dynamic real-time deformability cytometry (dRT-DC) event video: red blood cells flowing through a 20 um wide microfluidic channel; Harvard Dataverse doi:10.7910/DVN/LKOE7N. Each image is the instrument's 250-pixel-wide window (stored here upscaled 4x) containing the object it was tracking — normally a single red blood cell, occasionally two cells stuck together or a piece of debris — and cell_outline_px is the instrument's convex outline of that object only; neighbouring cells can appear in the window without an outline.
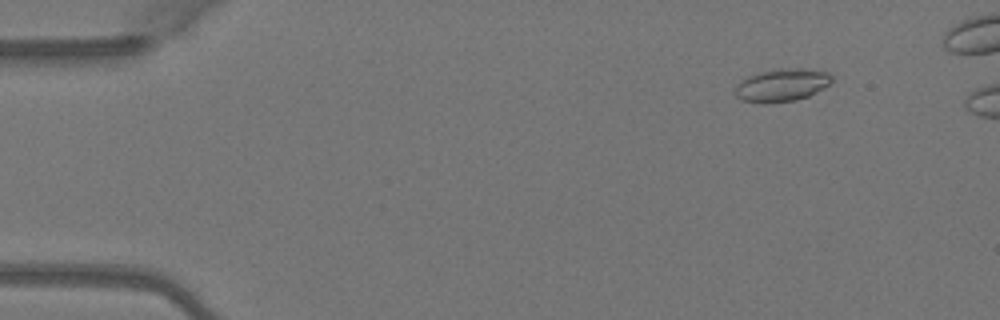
{"species": "Egyptian fruit bat (a non-hibernating species)", "species_latin": "Rousettus aegyptiacus", "temperature_condition": "warm", "stored_images_in_passage": 5, "camera_frame_rate_fps": 3000, "um_per_image_px": 0.085, "animal": {"sex": "female"}, "frame": {"image": 1, "passage_image": 1, "time_ms": 0.0, "image_size_px": [1000, 320], "cell_outline_px": [[832, 84], [808, 96], [796, 100], [764, 104], [760, 104], [740, 100], [732, 92], [736, 84], [740, 80], [756, 72], [780, 68], [800, 68], [828, 72], [832, 76]], "centroid_in_image_um": [66.4, 7.24], "position_along_channel_um": 18.6, "area_um2": 19.02}}
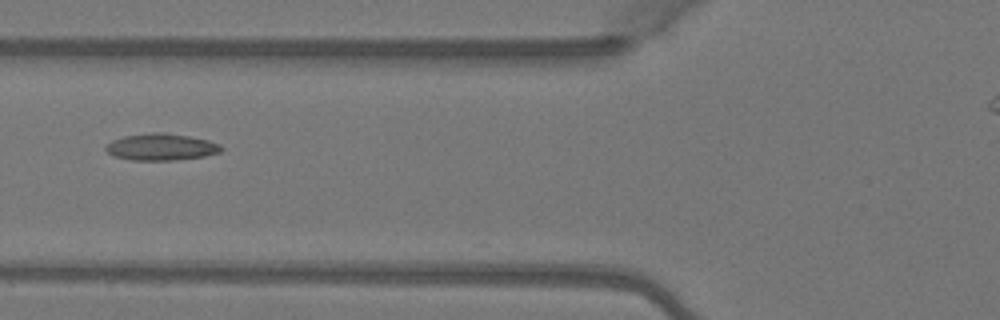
{"frame": {"image": 2, "passage_image": 5, "time_ms": 1.333, "image_size_px": [1000, 320], "cell_outline_px": [[224, 148], [220, 152], [204, 156], [172, 160], [132, 160], [116, 156], [108, 152], [104, 148], [112, 140], [124, 136], [152, 132], [164, 132], [188, 136], [208, 140], [220, 144]], "centroid_in_image_um": [13.72, 12.48], "position_along_channel_um": 112.1, "area_um2": 17.86}}